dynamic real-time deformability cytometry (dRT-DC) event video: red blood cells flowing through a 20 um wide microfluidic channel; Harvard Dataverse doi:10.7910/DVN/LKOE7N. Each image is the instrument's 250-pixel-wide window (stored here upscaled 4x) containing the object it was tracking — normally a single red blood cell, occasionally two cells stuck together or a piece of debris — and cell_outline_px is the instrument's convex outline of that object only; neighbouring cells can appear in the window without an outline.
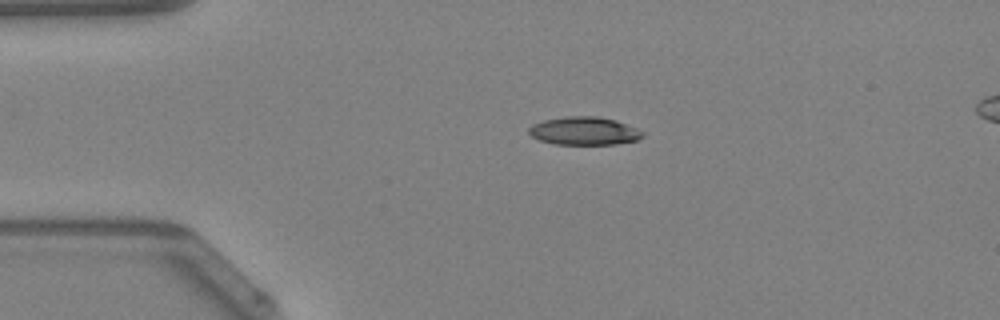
{"species": "Egyptian fruit bat (a non-hibernating species)", "species_latin": "Rousettus aegyptiacus", "temperature_condition": "warm", "stored_images_in_passage": 38, "camera_frame_rate_fps": 3000, "um_per_image_px": 0.085, "animal": {"sex": "female"}, "frame": {"image": 1, "passage_image": 1, "time_ms": 0.0, "image_size_px": [1000, 320], "cell_outline_px": [[644, 136], [636, 140], [616, 144], [556, 144], [540, 140], [532, 136], [528, 132], [528, 128], [532, 124], [544, 120], [568, 116], [596, 116], [616, 120], [636, 128], [644, 132]], "centroid_in_image_um": [49.66, 11.13], "position_along_channel_um": 35.3, "area_um2": 18.55}, "authors_computed_cell_mechanics": {"area_um2": 19.1607, "velocity_mm_per_s": 4.2767, "shape_relaxation_time_tau1_ms": null, "shape_relaxation_time_tau2_ms": 6.4854, "deformation_change_tau1": null, "deformation_change_tau2": 0.1793}}